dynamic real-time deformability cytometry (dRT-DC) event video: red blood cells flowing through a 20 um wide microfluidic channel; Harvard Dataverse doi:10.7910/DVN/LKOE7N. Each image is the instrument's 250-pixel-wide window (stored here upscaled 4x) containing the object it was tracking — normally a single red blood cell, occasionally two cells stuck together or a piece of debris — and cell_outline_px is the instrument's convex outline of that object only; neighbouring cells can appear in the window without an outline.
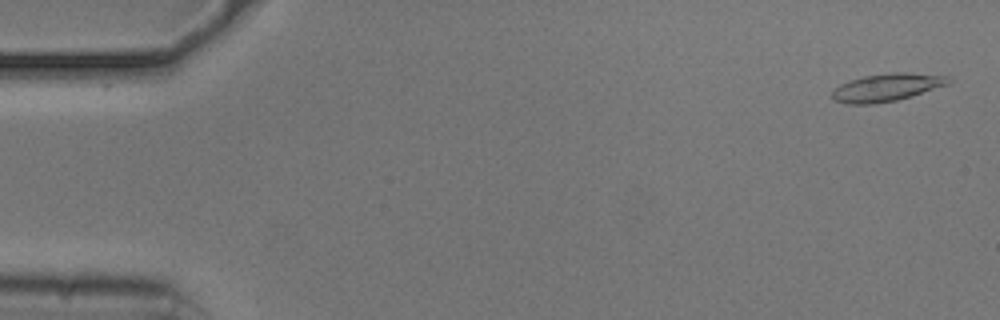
{"species": "common noctule bat (a hibernating species)", "species_latin": "Nyctalus noctula", "temperature_condition": "cold", "stored_images_in_passage": 54, "camera_frame_rate_fps": 3000, "um_per_image_px": 0.085, "animal": {"sex": "male", "body_mass_g": 20.5, "forearm_length_mm": 52.5}, "frame": {"image": 1, "passage_image": 2, "time_ms": 0.333, "image_size_px": [1000, 320], "cell_outline_px": [[952, 80], [948, 84], [912, 96], [896, 100], [872, 104], [844, 104], [836, 100], [832, 96], [832, 92], [840, 84], [848, 80], [864, 76], [888, 72], [908, 72], [948, 76]], "centroid_in_image_um": [75.38, 7.42], "position_along_channel_um": 9.6, "area_um2": 18.84}}
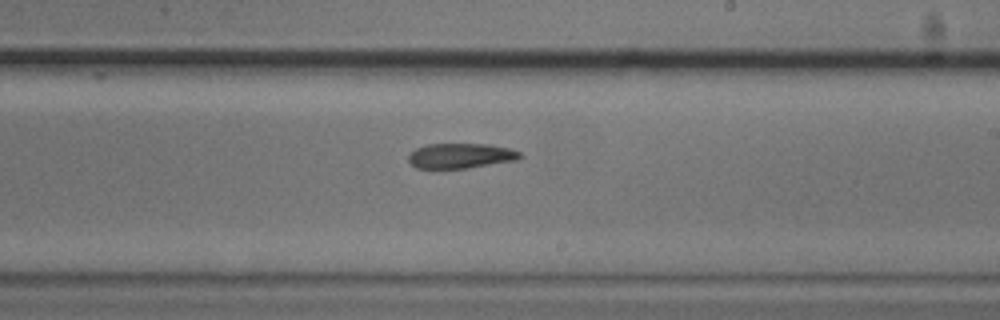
{"frame": {"image": 2, "passage_image": 32, "time_ms": 10.333, "image_size_px": [1000, 320], "cell_outline_px": [[524, 156], [516, 160], [468, 168], [416, 168], [408, 160], [408, 156], [416, 148], [428, 144], [488, 144], [508, 148], [520, 152]], "centroid_in_image_um": [39.17, 13.24], "position_along_channel_um": 249.8, "area_um2": 16.18}}
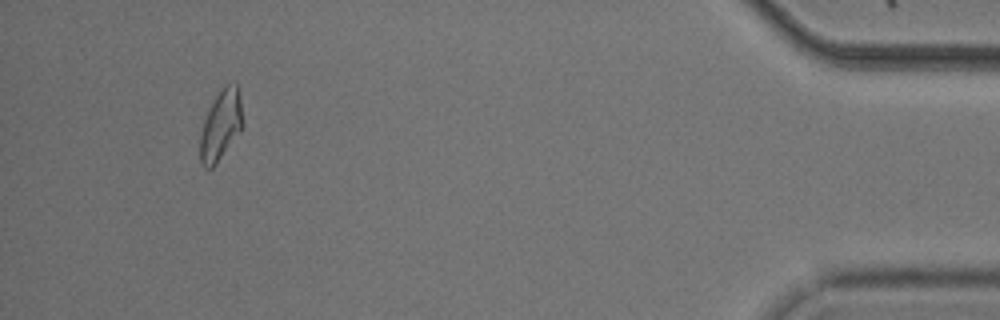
{"frame": {"image": 3, "passage_image": 51, "time_ms": 16.667, "image_size_px": [1000, 320], "cell_outline_px": [[244, 124], [240, 132], [216, 164], [212, 168], [204, 168], [200, 164], [200, 136], [204, 120], [208, 108], [216, 96], [228, 84], [236, 80], [240, 100]], "centroid_in_image_um": [18.77, 10.67], "position_along_channel_um": 416.4, "area_um2": 17.4}, "authors_computed_cell_mechanics": {"area_um2": 17.629, "velocity_mm_per_s": 3.7141, "shape_relaxation_time_tau1_ms": 6.2013, "shape_relaxation_time_tau2_ms": 6.9922, "deformation_change_tau1": 0.1401, "deformation_change_tau2": 0.1419}}